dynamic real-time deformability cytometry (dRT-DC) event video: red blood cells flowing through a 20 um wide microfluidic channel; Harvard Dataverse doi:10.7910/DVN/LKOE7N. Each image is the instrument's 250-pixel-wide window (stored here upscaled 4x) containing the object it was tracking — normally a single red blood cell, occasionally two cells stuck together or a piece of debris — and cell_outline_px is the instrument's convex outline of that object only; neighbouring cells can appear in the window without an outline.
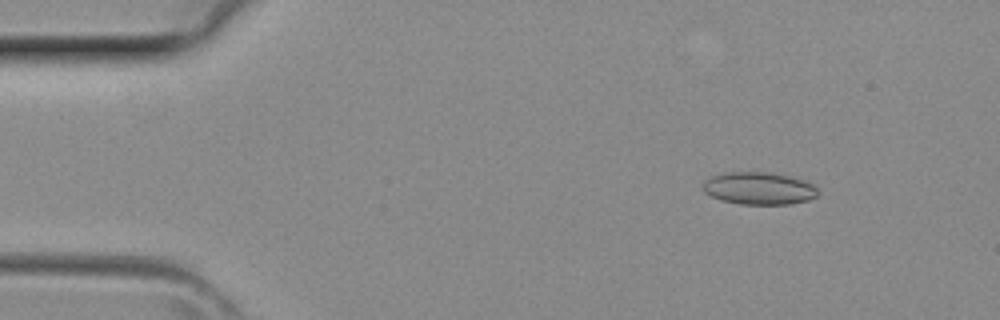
{"species": "common noctule bat (a hibernating species)", "species_latin": "Nyctalus noctula", "temperature_condition": "room temperature", "stored_images_in_passage": 4, "camera_frame_rate_fps": 3000, "um_per_image_px": 0.085, "animal": {"sex": "female", "body_mass_g": 29.2, "forearm_length_mm": 56.3}, "frame": {"image": 1, "passage_image": 2, "time_ms": 0.333, "image_size_px": [1000, 320], "cell_outline_px": [[820, 192], [816, 196], [808, 200], [788, 204], [740, 204], [720, 200], [704, 192], [704, 180], [712, 176], [732, 172], [764, 172], [788, 176], [804, 180], [812, 184]], "centroid_in_image_um": [64.52, 16.02], "position_along_channel_um": 20.5, "area_um2": 21.5}}